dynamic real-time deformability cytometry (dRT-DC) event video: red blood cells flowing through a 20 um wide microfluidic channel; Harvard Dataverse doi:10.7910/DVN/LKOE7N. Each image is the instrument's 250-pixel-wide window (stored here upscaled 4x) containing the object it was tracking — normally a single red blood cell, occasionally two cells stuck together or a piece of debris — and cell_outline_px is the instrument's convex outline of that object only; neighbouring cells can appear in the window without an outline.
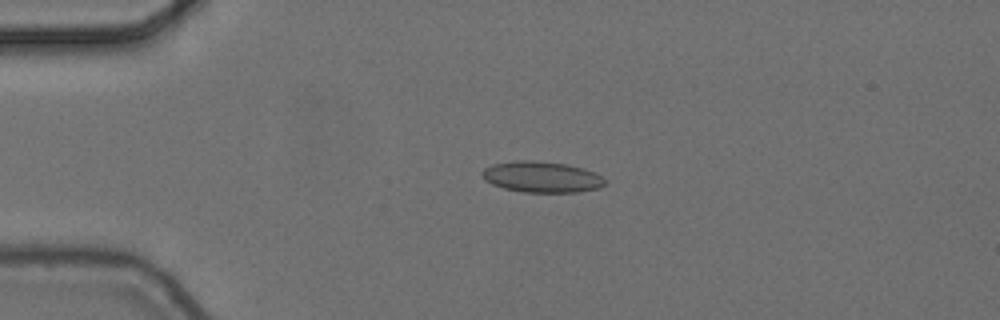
{"species": "common noctule bat (a hibernating species)", "species_latin": "Nyctalus noctula", "temperature_condition": "cold", "stored_images_in_passage": 5, "camera_frame_rate_fps": 3000, "um_per_image_px": 0.085, "animal": {"sex": "female", "body_mass_g": 24.6, "forearm_length_mm": 56.2}, "frame": {"image": 1, "passage_image": 4, "time_ms": 1.0, "image_size_px": [1000, 320], "cell_outline_px": [[604, 184], [600, 188], [576, 192], [524, 192], [504, 188], [492, 184], [484, 180], [480, 176], [480, 172], [484, 168], [492, 164], [516, 160], [532, 160], [568, 164], [584, 168], [596, 172], [604, 180]], "centroid_in_image_um": [46.01, 15.03], "position_along_channel_um": 39.0, "area_um2": 22.37}}